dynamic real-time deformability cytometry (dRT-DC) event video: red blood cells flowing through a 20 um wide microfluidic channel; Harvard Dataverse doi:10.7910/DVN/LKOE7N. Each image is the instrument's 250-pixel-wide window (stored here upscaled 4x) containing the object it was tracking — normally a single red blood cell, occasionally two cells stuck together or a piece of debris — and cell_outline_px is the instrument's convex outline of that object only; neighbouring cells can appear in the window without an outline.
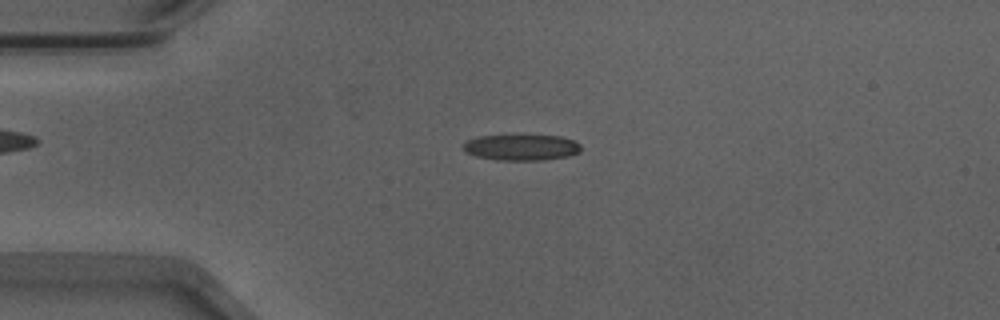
{"species": "Egyptian fruit bat (a non-hibernating species)", "species_latin": "Rousettus aegyptiacus", "temperature_condition": "warm", "stored_images_in_passage": 50, "camera_frame_rate_fps": 3000, "um_per_image_px": 0.085, "animal": {"sex": "male"}, "frame": {"image": 1, "passage_image": 10, "time_ms": 3.0, "image_size_px": [1000, 320], "cell_outline_px": [[580, 152], [568, 156], [544, 160], [500, 160], [476, 156], [464, 152], [464, 144], [468, 140], [476, 136], [560, 136], [572, 140], [580, 144]], "centroid_in_image_um": [44.32, 12.54], "position_along_channel_um": 40.7, "area_um2": 17.57}}
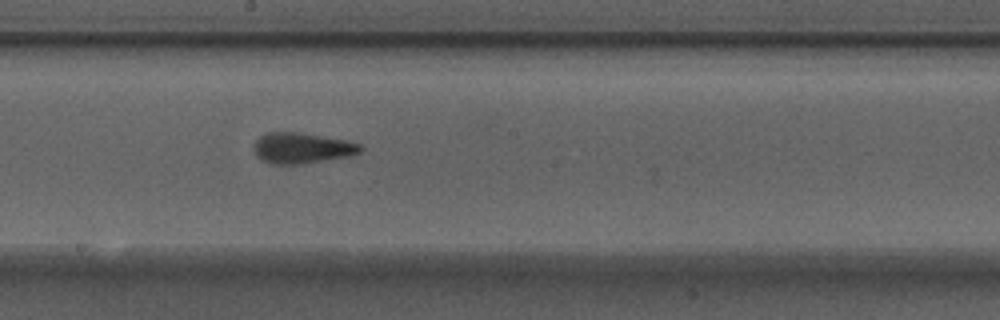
{"frame": {"image": 2, "passage_image": 26, "time_ms": 8.333, "image_size_px": [1000, 320], "cell_outline_px": [[364, 148], [360, 152], [352, 156], [300, 164], [272, 164], [260, 160], [256, 156], [252, 148], [256, 140], [260, 136], [268, 132], [296, 132], [344, 140], [360, 144]], "centroid_in_image_um": [25.63, 12.6], "position_along_channel_um": 222.6, "area_um2": 19.13}}
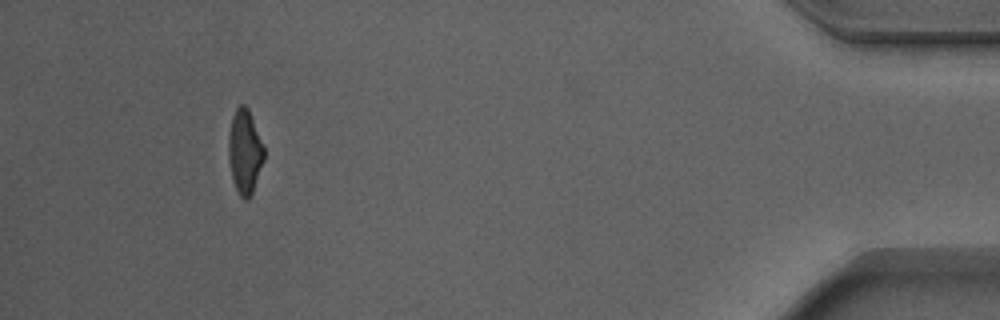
{"frame": {"image": 3, "passage_image": 46, "time_ms": 15.0, "image_size_px": [1000, 320], "cell_outline_px": [[264, 160], [252, 192], [248, 200], [244, 200], [240, 196], [232, 180], [228, 160], [228, 136], [232, 116], [236, 108], [240, 104], [244, 104], [248, 108], [264, 148]], "centroid_in_image_um": [20.78, 12.9], "position_along_channel_um": 414.4, "area_um2": 17.4}, "authors_computed_cell_mechanics": {"area_um2": 17.8602, "velocity_mm_per_s": 3.9089, "shape_relaxation_time_tau1_ms": 4.0256, "shape_relaxation_time_tau2_ms": 1.5739, "deformation_change_tau1": 0.1536, "deformation_change_tau2": 0.1197}}